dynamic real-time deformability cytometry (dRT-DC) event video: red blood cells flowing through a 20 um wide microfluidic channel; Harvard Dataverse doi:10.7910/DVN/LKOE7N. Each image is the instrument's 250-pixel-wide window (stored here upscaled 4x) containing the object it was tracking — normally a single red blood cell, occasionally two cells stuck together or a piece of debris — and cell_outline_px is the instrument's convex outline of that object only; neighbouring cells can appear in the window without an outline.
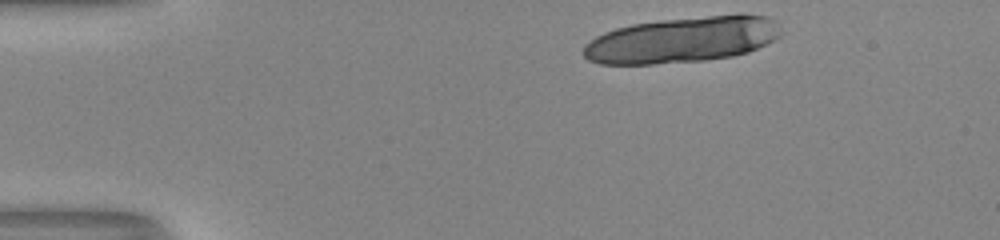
{"species": "human", "species_latin": "Homo sapiens", "temperature_condition": "room temperature", "stored_images_in_passage": 10, "camera_frame_rate_fps": 3000, "um_per_image_px": 0.085, "donor": {"sex": "male"}, "frame": {"image": 1, "passage_image": 1, "time_ms": 0.0, "image_size_px": [1000, 240], "cell_outline_px": [[784, 32], [776, 40], [768, 44], [748, 52], [732, 56], [704, 60], [652, 64], [600, 64], [588, 60], [584, 56], [584, 44], [596, 36], [604, 32], [616, 28], [632, 24], [660, 20], [740, 12], [768, 16], [776, 20]], "centroid_in_image_um": [58.08, 3.35], "position_along_channel_um": 26.9, "area_um2": 53.7}}